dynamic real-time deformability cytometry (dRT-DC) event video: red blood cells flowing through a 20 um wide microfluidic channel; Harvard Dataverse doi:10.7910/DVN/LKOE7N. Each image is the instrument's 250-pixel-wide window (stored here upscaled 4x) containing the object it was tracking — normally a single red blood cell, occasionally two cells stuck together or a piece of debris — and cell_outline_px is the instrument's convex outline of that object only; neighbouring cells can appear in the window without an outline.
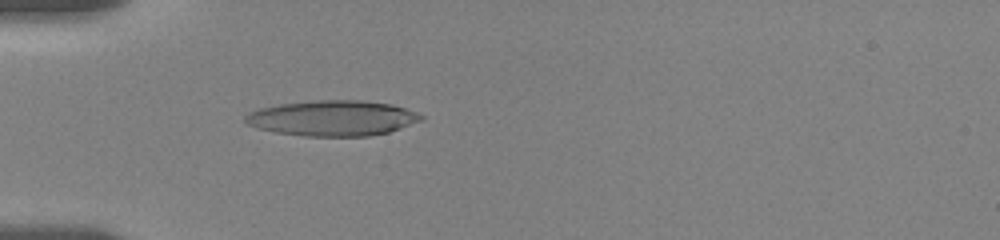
{"species": "human", "species_latin": "Homo sapiens", "temperature_condition": "room temperature", "stored_images_in_passage": 13, "camera_frame_rate_fps": 3000, "um_per_image_px": 0.085, "donor": {"sex": "female"}, "frame": {"image": 1, "passage_image": 13, "time_ms": 5.667, "image_size_px": [1000, 240], "cell_outline_px": [[424, 120], [388, 132], [368, 136], [304, 136], [276, 132], [256, 128], [248, 124], [244, 120], [244, 116], [248, 112], [256, 108], [280, 104], [316, 100], [364, 100], [392, 104], [416, 112], [424, 116]], "centroid_in_image_um": [28.25, 10.03], "position_along_channel_um": 56.8, "area_um2": 36.53}}